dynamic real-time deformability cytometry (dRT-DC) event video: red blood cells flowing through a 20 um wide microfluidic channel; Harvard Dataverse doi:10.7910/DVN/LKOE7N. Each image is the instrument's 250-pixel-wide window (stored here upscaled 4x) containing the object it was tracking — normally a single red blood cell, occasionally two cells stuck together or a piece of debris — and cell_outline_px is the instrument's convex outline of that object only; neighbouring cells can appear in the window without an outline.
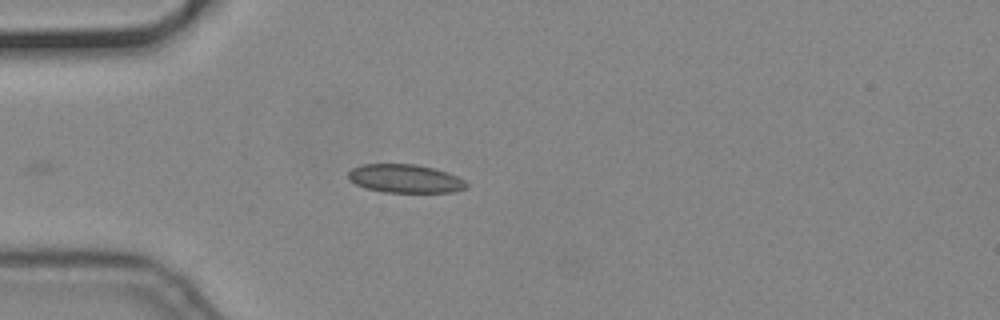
{"species": "common noctule bat (a hibernating species)", "species_latin": "Nyctalus noctula", "temperature_condition": "cold", "stored_images_in_passage": 1, "camera_frame_rate_fps": 3000, "um_per_image_px": 0.085, "animal": {"sex": "male", "body_mass_g": 19.2, "forearm_length_mm": 51.8}, "frame": {"image": 1, "passage_image": 1, "time_ms": 0.0, "image_size_px": [1000, 320], "cell_outline_px": [[468, 188], [452, 192], [384, 192], [368, 188], [356, 184], [348, 180], [348, 172], [352, 168], [364, 164], [416, 164], [448, 172], [464, 180], [468, 184]], "centroid_in_image_um": [34.45, 15.18], "position_along_channel_um": 50.6, "area_um2": 19.54}}